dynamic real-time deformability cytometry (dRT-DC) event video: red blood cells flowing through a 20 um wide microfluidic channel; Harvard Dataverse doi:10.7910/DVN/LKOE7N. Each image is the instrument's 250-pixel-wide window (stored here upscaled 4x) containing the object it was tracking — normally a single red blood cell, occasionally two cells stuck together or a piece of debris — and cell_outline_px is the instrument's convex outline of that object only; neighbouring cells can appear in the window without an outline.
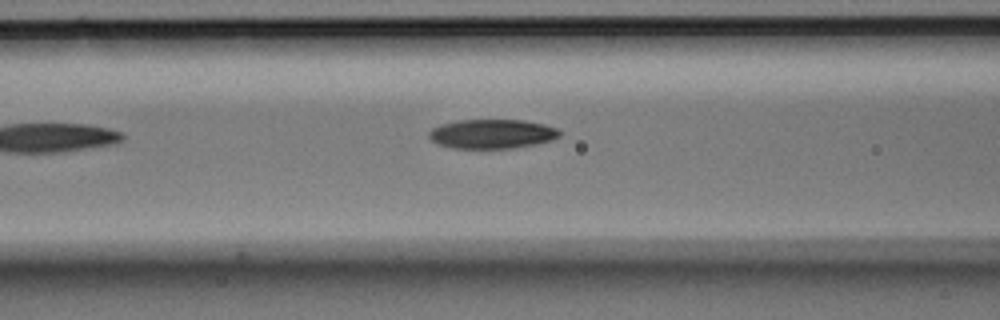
{"species": "Egyptian fruit bat (a non-hibernating species)", "species_latin": "Rousettus aegyptiacus", "temperature_condition": "room temperature", "stored_images_in_passage": 7, "camera_frame_rate_fps": 3000, "um_per_image_px": 0.085, "animal": {"sex": "male"}, "frame": {"image": 1, "passage_image": 7, "time_ms": 2.0, "image_size_px": [1000, 320], "cell_outline_px": [[560, 136], [552, 140], [536, 144], [512, 148], [452, 148], [440, 144], [432, 140], [428, 136], [428, 132], [432, 128], [440, 124], [456, 120], [524, 120], [544, 124], [556, 128], [560, 132]], "centroid_in_image_um": [41.81, 11.37], "position_along_channel_um": 124.8, "area_um2": 22.31}}